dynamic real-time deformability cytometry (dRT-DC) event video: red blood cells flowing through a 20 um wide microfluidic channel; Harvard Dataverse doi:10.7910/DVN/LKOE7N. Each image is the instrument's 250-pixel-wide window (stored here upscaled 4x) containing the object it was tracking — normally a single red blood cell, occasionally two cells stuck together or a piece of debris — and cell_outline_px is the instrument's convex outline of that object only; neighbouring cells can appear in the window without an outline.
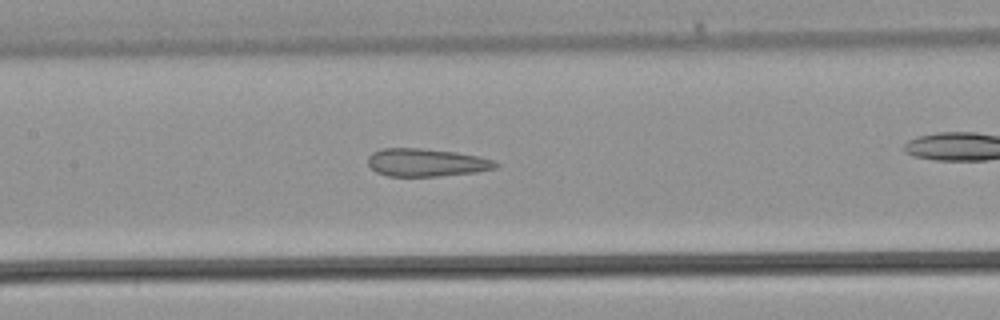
{"species": "common noctule bat (a hibernating species)", "species_latin": "Nyctalus noctula", "temperature_condition": "warm", "stored_images_in_passage": 29, "camera_frame_rate_fps": 3000, "um_per_image_px": 0.085, "animal": {"sex": "male", "body_mass_g": 21.5, "forearm_length_mm": 52.0}, "frame": {"image": 1, "passage_image": 17, "time_ms": 5.333, "image_size_px": [1000, 320], "cell_outline_px": [[500, 164], [496, 168], [472, 172], [440, 176], [388, 176], [376, 172], [368, 164], [368, 156], [372, 152], [380, 148], [420, 148], [456, 152], [480, 156], [492, 160]], "centroid_in_image_um": [36.21, 13.8], "position_along_channel_um": 171.2, "area_um2": 20.75}}
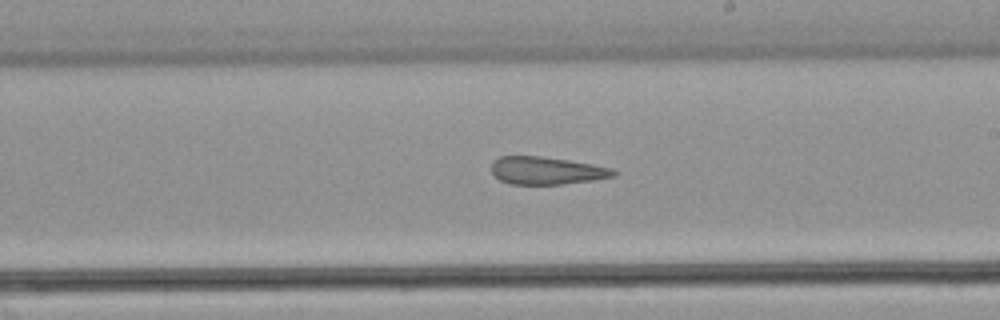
{"frame": {"image": 2, "passage_image": 21, "time_ms": 6.667, "image_size_px": [1000, 320], "cell_outline_px": [[620, 172], [616, 176], [592, 180], [560, 184], [508, 184], [500, 180], [492, 172], [492, 160], [500, 156], [540, 156], [568, 160], [592, 164], [612, 168]], "centroid_in_image_um": [46.47, 14.5], "position_along_channel_um": 242.5, "area_um2": 19.71}}